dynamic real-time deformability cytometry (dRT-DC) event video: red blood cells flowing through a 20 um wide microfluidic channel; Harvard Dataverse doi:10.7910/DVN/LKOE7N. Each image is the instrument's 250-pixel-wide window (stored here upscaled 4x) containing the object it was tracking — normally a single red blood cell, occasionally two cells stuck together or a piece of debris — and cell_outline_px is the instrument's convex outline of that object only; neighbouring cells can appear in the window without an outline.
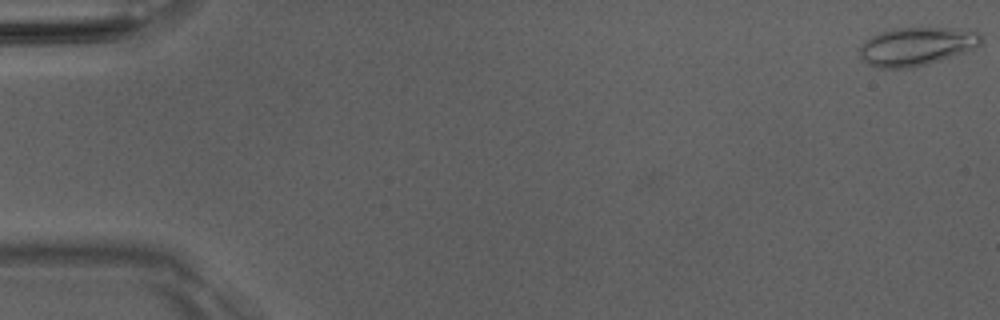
{"species": "Egyptian fruit bat (a non-hibernating species)", "species_latin": "Rousettus aegyptiacus", "temperature_condition": "room temperature", "stored_images_in_passage": 51, "camera_frame_rate_fps": 3000, "um_per_image_px": 0.085, "animal": {"sex": "male"}, "frame": {"image": 1, "passage_image": 1, "time_ms": 0.0, "image_size_px": [1000, 320], "cell_outline_px": [[980, 44], [976, 48], [928, 64], [912, 68], [880, 68], [868, 64], [860, 60], [860, 48], [872, 36], [880, 32], [896, 28], [976, 28], [980, 32]], "centroid_in_image_um": [77.96, 3.93], "position_along_channel_um": 7.0, "area_um2": 27.28}}
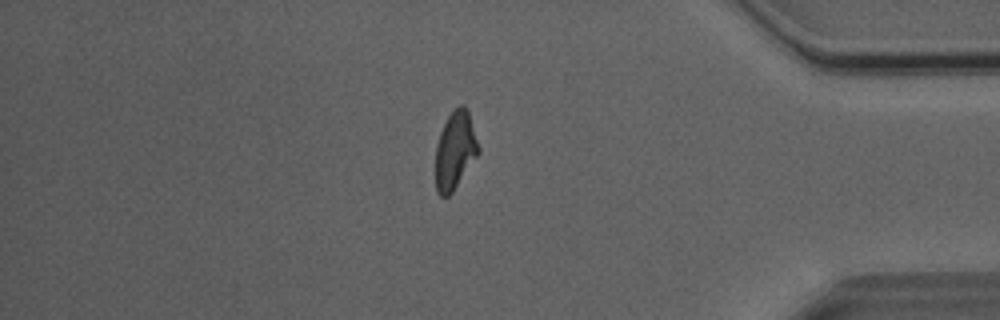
{"frame": {"image": 2, "passage_image": 44, "time_ms": 14.333, "image_size_px": [1000, 320], "cell_outline_px": [[480, 152], [452, 192], [448, 196], [440, 196], [436, 192], [436, 144], [440, 132], [448, 116], [460, 104], [464, 104], [468, 108], [480, 148]], "centroid_in_image_um": [38.7, 12.76], "position_along_channel_um": 396.5, "area_um2": 19.48}}
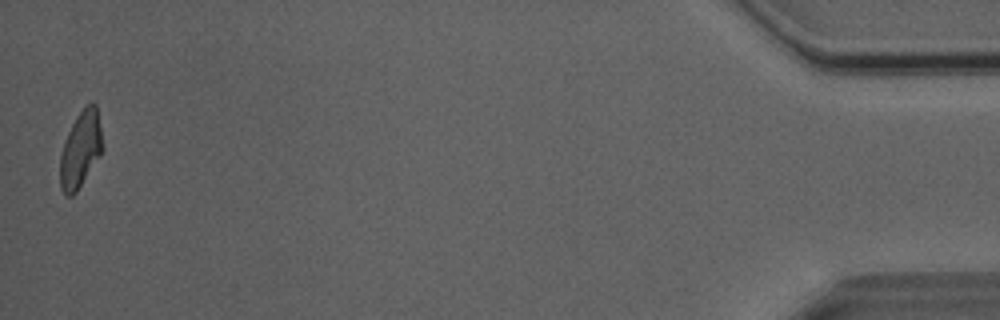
{"frame": {"image": 3, "passage_image": 51, "time_ms": 16.667, "image_size_px": [1000, 320], "cell_outline_px": [[104, 148], [100, 156], [76, 192], [72, 196], [64, 196], [60, 188], [60, 156], [64, 140], [76, 116], [92, 100], [96, 104]], "centroid_in_image_um": [6.85, 12.72], "position_along_channel_um": 428.4, "area_um2": 18.96}, "authors_computed_cell_mechanics": {"area_um2": 20.1144, "velocity_mm_per_s": 4.0507, "shape_relaxation_time_tau1_ms": 5.1006, "shape_relaxation_time_tau2_ms": 1.5598, "deformation_change_tau1": 0.1727, "deformation_change_tau2": 0.0961}}